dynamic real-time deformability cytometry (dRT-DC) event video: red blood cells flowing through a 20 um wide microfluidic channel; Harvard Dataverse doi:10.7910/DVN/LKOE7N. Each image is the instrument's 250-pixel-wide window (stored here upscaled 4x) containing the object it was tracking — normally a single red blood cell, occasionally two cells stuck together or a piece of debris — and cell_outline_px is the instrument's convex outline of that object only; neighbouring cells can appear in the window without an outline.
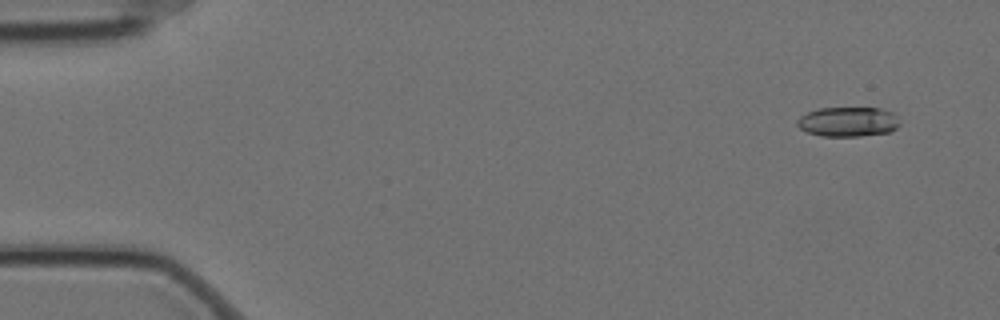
{"species": "Egyptian fruit bat (a non-hibernating species)", "species_latin": "Rousettus aegyptiacus", "temperature_condition": "cold", "stored_images_in_passage": 5, "camera_frame_rate_fps": 3000, "um_per_image_px": 0.085, "animal": {"sex": "female"}, "frame": {"image": 1, "passage_image": 2, "time_ms": 0.333, "image_size_px": [1000, 320], "cell_outline_px": [[900, 124], [896, 128], [888, 132], [860, 136], [820, 136], [808, 132], [800, 128], [796, 124], [796, 120], [800, 116], [808, 112], [820, 108], [880, 108], [892, 112], [900, 120]], "centroid_in_image_um": [72.08, 10.35], "position_along_channel_um": 12.9, "area_um2": 17.74}}
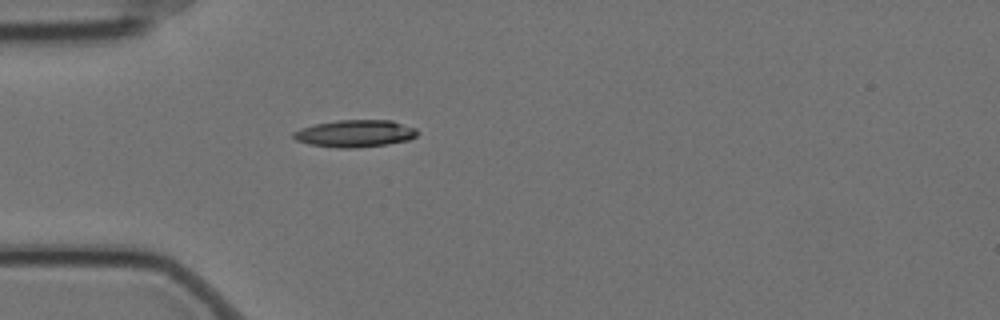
{"frame": {"image": 2, "passage_image": 5, "time_ms": 1.333, "image_size_px": [1000, 320], "cell_outline_px": [[416, 136], [408, 140], [388, 144], [356, 148], [336, 148], [308, 144], [296, 140], [292, 136], [292, 132], [300, 128], [316, 124], [336, 120], [392, 120], [416, 128]], "centroid_in_image_um": [30.15, 11.35], "position_along_channel_um": 54.9, "area_um2": 19.71}}